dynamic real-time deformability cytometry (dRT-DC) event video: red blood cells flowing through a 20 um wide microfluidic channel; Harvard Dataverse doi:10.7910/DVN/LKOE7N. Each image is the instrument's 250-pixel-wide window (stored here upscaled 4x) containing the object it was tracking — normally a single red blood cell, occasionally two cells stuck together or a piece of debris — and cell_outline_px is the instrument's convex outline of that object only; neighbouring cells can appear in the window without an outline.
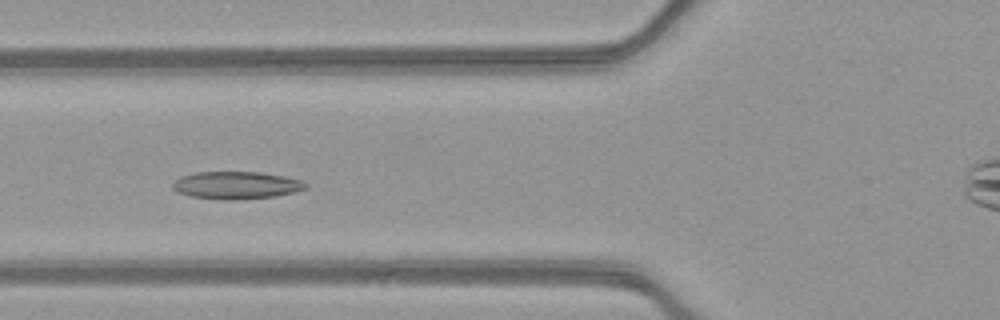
{"species": "common noctule bat (a hibernating species)", "species_latin": "Nyctalus noctula", "temperature_condition": "warm", "stored_images_in_passage": 27, "camera_frame_rate_fps": 3000, "um_per_image_px": 0.085, "animal": {"sex": "female", "body_mass_g": 21.9}, "frame": {"image": 1, "passage_image": 5, "time_ms": 1.333, "image_size_px": [1000, 320], "cell_outline_px": [[308, 188], [296, 192], [276, 196], [240, 200], [224, 200], [192, 196], [180, 192], [172, 188], [172, 184], [180, 176], [196, 172], [260, 172], [284, 176], [300, 180], [308, 184]], "centroid_in_image_um": [20.13, 15.75], "position_along_channel_um": 105.7, "area_um2": 21.39}}
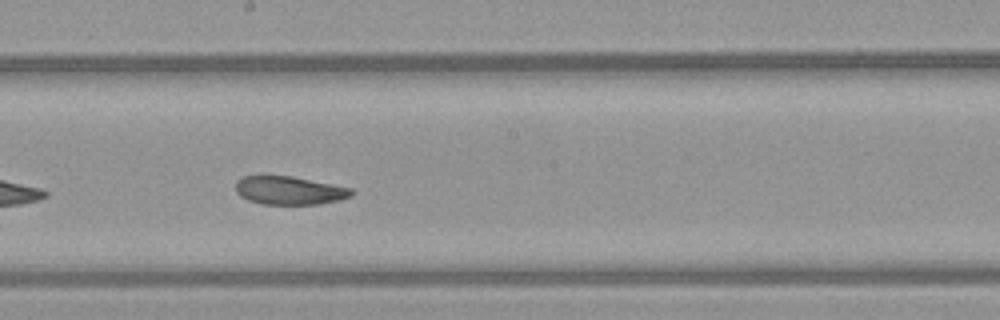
{"frame": {"image": 2, "passage_image": 14, "time_ms": 4.333, "image_size_px": [1000, 320], "cell_outline_px": [[356, 192], [352, 196], [340, 200], [320, 204], [260, 204], [248, 200], [240, 196], [236, 192], [236, 180], [244, 176], [260, 172], [264, 172], [292, 176], [352, 188]], "centroid_in_image_um": [24.55, 16.14], "position_along_channel_um": 223.7, "area_um2": 20.0}}
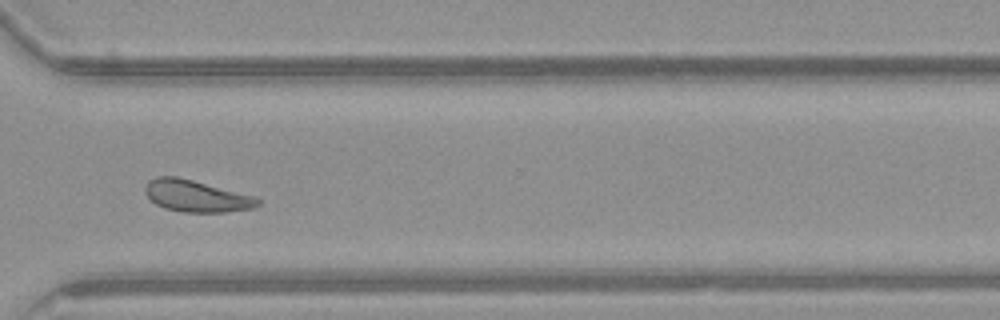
{"frame": {"image": 3, "passage_image": 24, "time_ms": 7.667, "image_size_px": [1000, 320], "cell_outline_px": [[260, 204], [252, 208], [224, 212], [184, 212], [164, 208], [156, 204], [144, 192], [144, 188], [148, 180], [156, 176], [176, 176], [256, 196], [260, 200]], "centroid_in_image_um": [16.67, 16.65], "position_along_channel_um": 353.9, "area_um2": 20.81}, "authors_computed_cell_mechanics": {"area_um2": 20.2878, "velocity_mm_per_s": 3.9165, "shape_relaxation_time_tau1_ms": 3.2877, "shape_relaxation_time_tau2_ms": 3.0841, "deformation_change_tau1": 0.1025, "deformation_change_tau2": 0.0903}}